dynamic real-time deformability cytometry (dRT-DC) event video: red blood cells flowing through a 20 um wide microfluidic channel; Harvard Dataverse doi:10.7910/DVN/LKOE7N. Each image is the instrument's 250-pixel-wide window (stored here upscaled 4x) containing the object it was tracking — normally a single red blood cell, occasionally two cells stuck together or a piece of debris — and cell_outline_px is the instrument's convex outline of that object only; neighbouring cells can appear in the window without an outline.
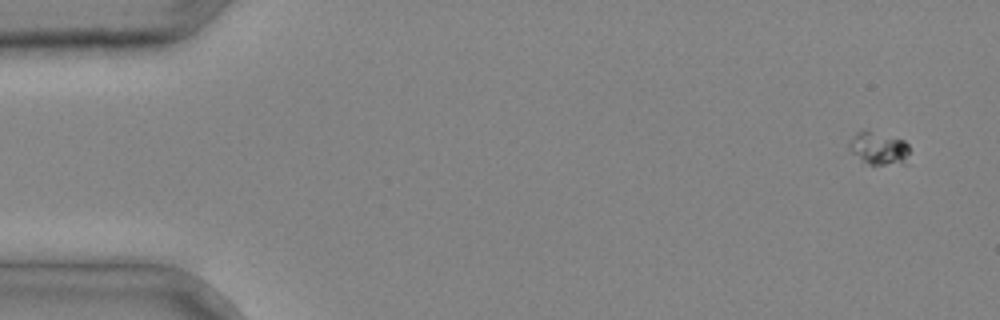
{"species": "common noctule bat (a hibernating species)", "species_latin": "Nyctalus noctula", "temperature_condition": "cold", "stored_images_in_passage": 5, "camera_frame_rate_fps": 3000, "um_per_image_px": 0.085, "animal": {"sex": "male", "body_mass_g": 20.4}, "frame": {"image": 1, "passage_image": 1, "time_ms": 0.0, "image_size_px": [1000, 320], "cell_outline_px": [[908, 164], [868, 164], [852, 152], [848, 148], [848, 144], [856, 132], [864, 128], [904, 140], [908, 144]], "centroid_in_image_um": [74.7, 12.58], "position_along_channel_um": 10.3, "area_um2": 11.68}}
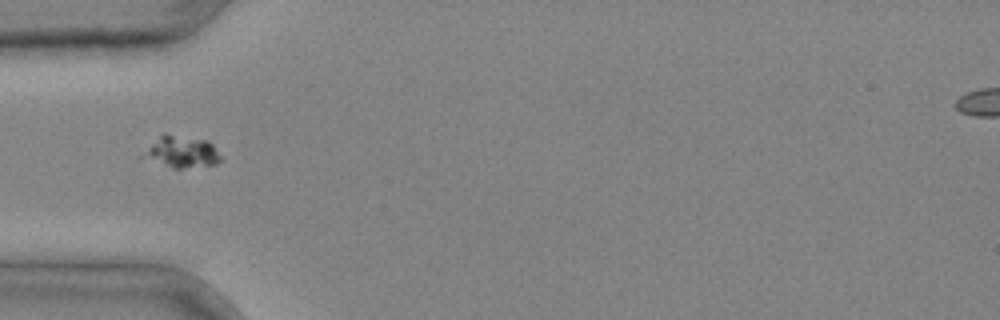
{"frame": {"image": 2, "passage_image": 4, "time_ms": 1.0, "image_size_px": [1000, 320], "cell_outline_px": [[220, 160], [216, 164], [184, 168], [172, 168], [136, 156], [164, 132], [208, 140], [212, 144], [220, 156]], "centroid_in_image_um": [15.35, 12.89], "position_along_channel_um": 69.7, "area_um2": 14.62}}